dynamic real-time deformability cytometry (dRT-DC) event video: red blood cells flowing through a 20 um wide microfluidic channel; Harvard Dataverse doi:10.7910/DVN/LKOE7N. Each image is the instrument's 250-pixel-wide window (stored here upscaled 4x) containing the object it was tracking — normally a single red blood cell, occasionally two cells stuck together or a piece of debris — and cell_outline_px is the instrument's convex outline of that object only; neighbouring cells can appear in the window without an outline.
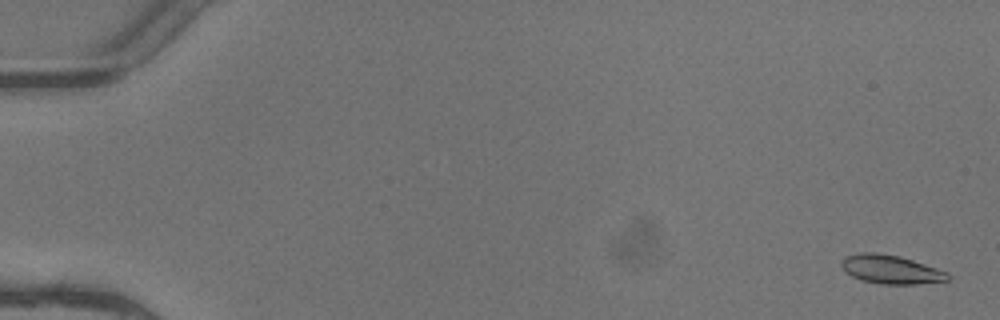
{"species": "common noctule bat (a hibernating species)", "species_latin": "Nyctalus noctula", "temperature_condition": "warm", "stored_images_in_passage": 6, "camera_frame_rate_fps": 3000, "um_per_image_px": 0.085, "animal": {"sex": "female"}, "frame": {"image": 1, "passage_image": 1, "time_ms": 0.0, "image_size_px": [1000, 320], "cell_outline_px": [[952, 276], [948, 280], [916, 284], [880, 284], [860, 280], [844, 272], [840, 264], [840, 260], [844, 256], [860, 252], [876, 252], [900, 256], [948, 272]], "centroid_in_image_um": [75.67, 22.89], "position_along_channel_um": 9.3, "area_um2": 18.03}}
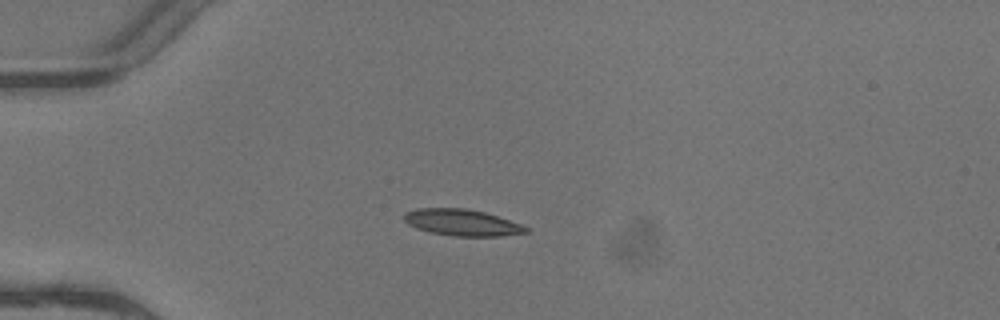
{"frame": {"image": 2, "passage_image": 4, "time_ms": 1.0, "image_size_px": [1000, 320], "cell_outline_px": [[528, 232], [500, 236], [452, 236], [432, 232], [416, 228], [408, 224], [404, 220], [404, 216], [408, 212], [416, 208], [464, 208], [484, 212], [520, 224], [528, 228]], "centroid_in_image_um": [39.25, 18.91], "position_along_channel_um": 45.7, "area_um2": 18.5}}
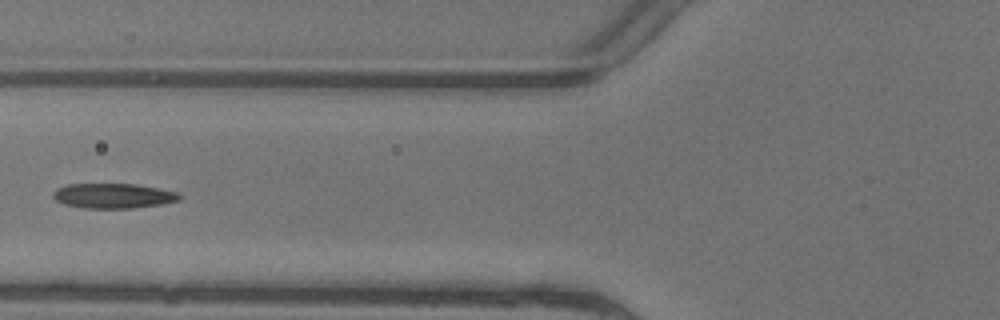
{"frame": {"image": 3, "passage_image": 6, "time_ms": 1.667, "image_size_px": [1000, 320], "cell_outline_px": [[184, 196], [180, 200], [160, 204], [132, 208], [84, 208], [64, 204], [56, 200], [52, 196], [52, 192], [56, 188], [68, 184], [136, 184], [176, 192]], "centroid_in_image_um": [9.6, 16.64], "position_along_channel_um": 116.2, "area_um2": 18.32}}